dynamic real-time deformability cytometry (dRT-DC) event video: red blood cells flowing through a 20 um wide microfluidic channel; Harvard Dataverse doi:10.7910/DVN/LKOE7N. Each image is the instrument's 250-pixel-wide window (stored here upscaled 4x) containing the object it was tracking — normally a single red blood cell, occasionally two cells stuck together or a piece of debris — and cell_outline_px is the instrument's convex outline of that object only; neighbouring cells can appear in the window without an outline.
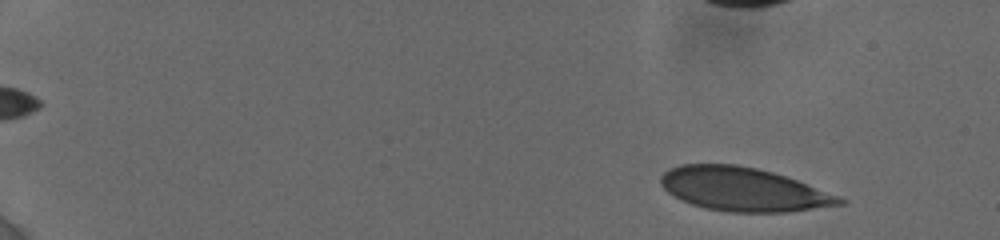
{"species": "human", "species_latin": "Homo sapiens", "temperature_condition": "cold", "stored_images_in_passage": 33, "camera_frame_rate_fps": 3000, "um_per_image_px": 0.085, "donor": {"sex": "female"}, "frame": {"image": 1, "passage_image": 2, "time_ms": 0.667, "image_size_px": [1000, 240], "cell_outline_px": [[848, 200], [844, 204], [788, 212], [732, 212], [704, 208], [692, 204], [668, 192], [660, 184], [660, 176], [664, 172], [680, 164], [736, 164], [756, 168], [772, 172], [796, 180]], "centroid_in_image_um": [63.16, 16.09], "position_along_channel_um": 21.8, "area_um2": 44.97}}
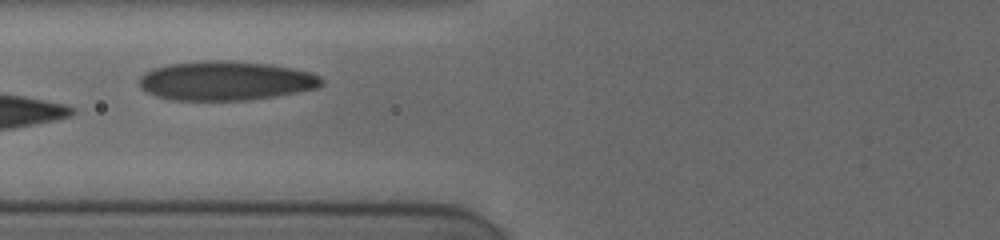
{"frame": {"image": 2, "passage_image": 12, "time_ms": 7.333, "image_size_px": [1000, 240], "cell_outline_px": [[324, 84], [316, 88], [276, 96], [248, 100], [172, 100], [156, 96], [140, 88], [140, 76], [144, 72], [152, 68], [168, 64], [204, 60], [228, 60], [272, 64], [312, 72], [320, 76], [324, 80]], "centroid_in_image_um": [19.19, 6.85], "position_along_channel_um": 106.6, "area_um2": 42.02}}
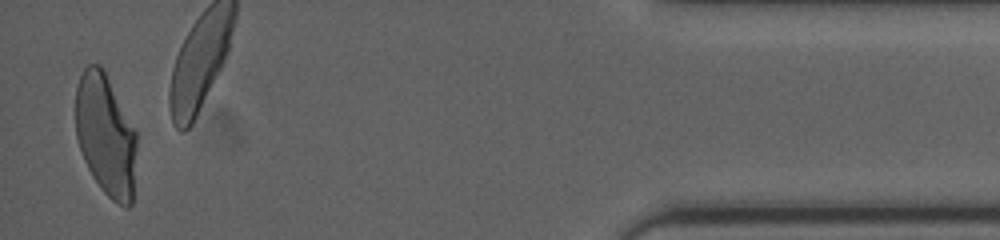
{"frame": {"image": 3, "passage_image": 33, "time_ms": 16.667, "image_size_px": [1000, 240], "cell_outline_px": [[136, 148], [132, 204], [128, 208], [124, 208], [112, 200], [100, 188], [92, 176], [84, 160], [76, 136], [76, 88], [80, 76], [84, 68], [88, 64], [100, 64], [104, 68], [136, 132]], "centroid_in_image_um": [8.98, 11.48], "position_along_channel_um": 426.2, "area_um2": 43.41}, "authors_computed_cell_mechanics": {"area_um2": 46.0088, "velocity_mm_per_s": 3.8351, "shape_relaxation_time_tau1_ms": 5.4603, "shape_relaxation_time_tau2_ms": 1.0719, "deformation_change_tau1": 0.1765, "deformation_change_tau2": 0.07}}